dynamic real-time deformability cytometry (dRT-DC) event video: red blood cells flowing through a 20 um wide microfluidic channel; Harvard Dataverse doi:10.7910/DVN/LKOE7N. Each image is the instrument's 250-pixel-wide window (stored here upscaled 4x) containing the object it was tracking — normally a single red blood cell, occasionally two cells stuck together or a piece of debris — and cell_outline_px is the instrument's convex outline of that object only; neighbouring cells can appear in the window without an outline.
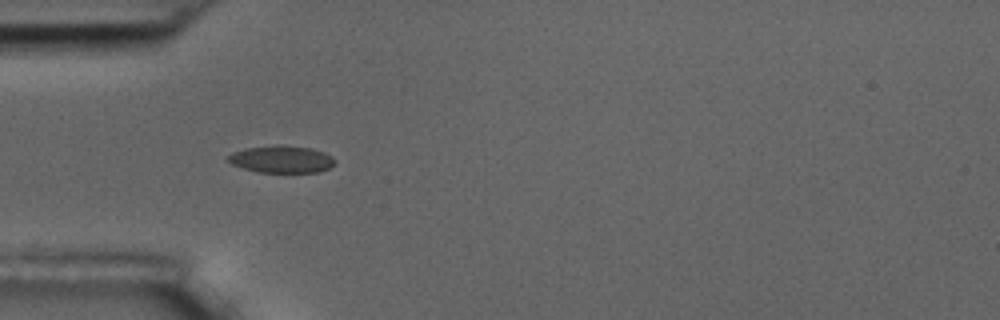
{"species": "common noctule bat (a hibernating species)", "species_latin": "Nyctalus noctula", "temperature_condition": "room temperature", "stored_images_in_passage": 15, "camera_frame_rate_fps": 3000, "um_per_image_px": 0.085, "animal": {"sex": "male", "body_mass_g": 17.5, "forearm_length_mm": 52.3}, "frame": {"image": 1, "passage_image": 5, "time_ms": 5.333, "image_size_px": [1000, 320], "cell_outline_px": [[336, 164], [328, 168], [316, 172], [260, 172], [244, 168], [232, 164], [224, 156], [232, 152], [244, 148], [276, 144], [312, 148], [324, 152], [332, 156], [336, 160]], "centroid_in_image_um": [23.92, 13.51], "position_along_channel_um": 61.1, "area_um2": 17.11}}
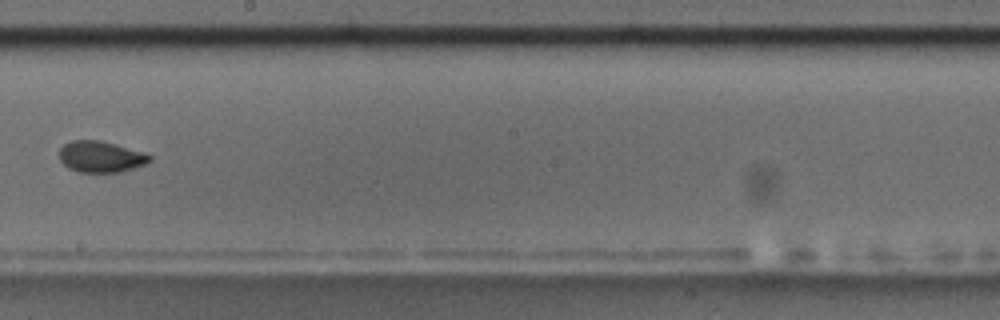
{"frame": {"image": 2, "passage_image": 9, "time_ms": 10.333, "image_size_px": [1000, 320], "cell_outline_px": [[152, 160], [144, 164], [120, 172], [76, 172], [68, 168], [60, 160], [60, 148], [64, 144], [72, 140], [100, 140], [140, 152], [152, 156]], "centroid_in_image_um": [8.52, 13.33], "position_along_channel_um": 239.7, "area_um2": 16.18}, "authors_computed_cell_mechanics": {"area_um2": 17.051, "velocity_mm_per_s": 3.6201, "shape_relaxation_time_tau1_ms": 4.0005, "shape_relaxation_time_tau2_ms": 1.2108, "deformation_change_tau1": 0.1125, "deformation_change_tau2": 0.0312}}